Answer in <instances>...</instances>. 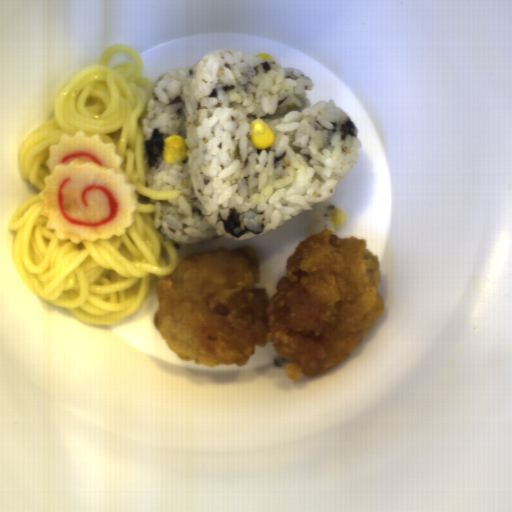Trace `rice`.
<instances>
[{
  "label": "rice",
  "instance_id": "rice-1",
  "mask_svg": "<svg viewBox=\"0 0 512 512\" xmlns=\"http://www.w3.org/2000/svg\"><path fill=\"white\" fill-rule=\"evenodd\" d=\"M256 55L224 48L152 82L141 121L145 187L181 192L146 200L176 247L259 237L300 213L310 218L303 235L334 230L331 200L360 159L358 129L335 100L311 105L314 81L300 69ZM256 118L275 134L268 149L249 138ZM172 134L189 147L180 164L162 158Z\"/></svg>",
  "mask_w": 512,
  "mask_h": 512
}]
</instances>
